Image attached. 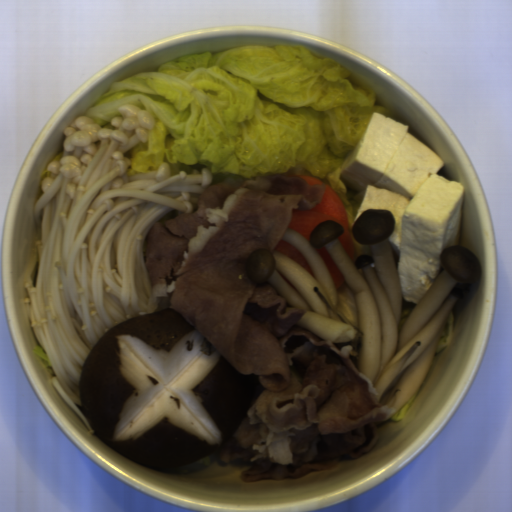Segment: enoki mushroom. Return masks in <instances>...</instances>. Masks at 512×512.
Segmentation results:
<instances>
[{"label": "enoki mushroom", "instance_id": "enoki-mushroom-1", "mask_svg": "<svg viewBox=\"0 0 512 512\" xmlns=\"http://www.w3.org/2000/svg\"><path fill=\"white\" fill-rule=\"evenodd\" d=\"M99 126L77 116L62 152L46 170L35 205L36 227L23 275L27 319L65 403L95 432L80 395L84 365L119 323L171 308L154 296L145 256L155 221L196 212L212 172L162 162L136 172L133 148L148 140L154 116L133 105Z\"/></svg>", "mask_w": 512, "mask_h": 512}]
</instances>
